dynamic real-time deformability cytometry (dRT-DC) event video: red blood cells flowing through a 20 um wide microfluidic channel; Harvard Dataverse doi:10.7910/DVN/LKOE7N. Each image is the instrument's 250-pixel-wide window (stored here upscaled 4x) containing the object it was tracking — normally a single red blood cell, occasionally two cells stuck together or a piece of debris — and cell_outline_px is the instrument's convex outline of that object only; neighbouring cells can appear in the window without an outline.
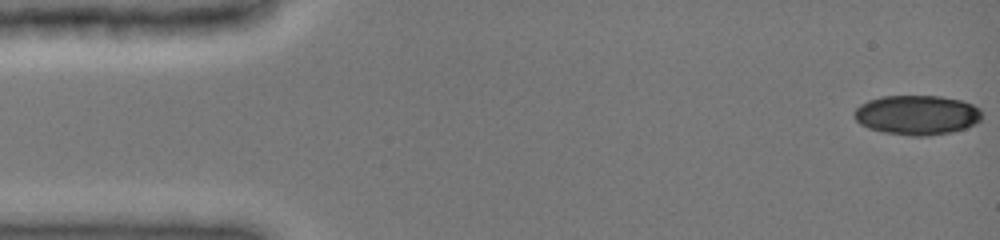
{"species": "common noctule bat (a hibernating species)", "species_latin": "Nyctalus noctula", "temperature_condition": "cold", "stored_images_in_passage": 20, "camera_frame_rate_fps": 3000, "um_per_image_px": 0.085, "animal": {"sex": "female", "body_mass_g": 19.0, "forearm_length_mm": 51.5}, "frame": {"image": 1, "passage_image": 1, "time_ms": 0.0, "image_size_px": [1000, 240], "cell_outline_px": [[980, 120], [976, 124], [952, 132], [928, 136], [912, 136], [884, 132], [868, 128], [860, 124], [856, 120], [852, 112], [860, 104], [868, 100], [880, 96], [940, 96], [960, 100], [972, 104], [980, 108]], "centroid_in_image_um": [77.91, 9.77], "position_along_channel_um": 7.1, "area_um2": 29.59}}
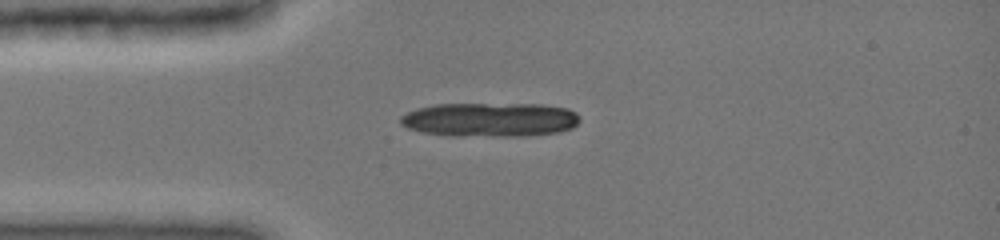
{"frame": {"image": 2, "passage_image": 15, "time_ms": 3.667, "image_size_px": [1000, 240], "cell_outline_px": [[580, 120], [572, 128], [560, 132], [524, 136], [448, 136], [420, 132], [408, 128], [400, 124], [400, 116], [416, 108], [436, 104], [540, 104], [568, 108], [576, 112], [580, 116]], "centroid_in_image_um": [41.65, 10.17], "position_along_channel_um": 43.4, "area_um2": 36.13}}